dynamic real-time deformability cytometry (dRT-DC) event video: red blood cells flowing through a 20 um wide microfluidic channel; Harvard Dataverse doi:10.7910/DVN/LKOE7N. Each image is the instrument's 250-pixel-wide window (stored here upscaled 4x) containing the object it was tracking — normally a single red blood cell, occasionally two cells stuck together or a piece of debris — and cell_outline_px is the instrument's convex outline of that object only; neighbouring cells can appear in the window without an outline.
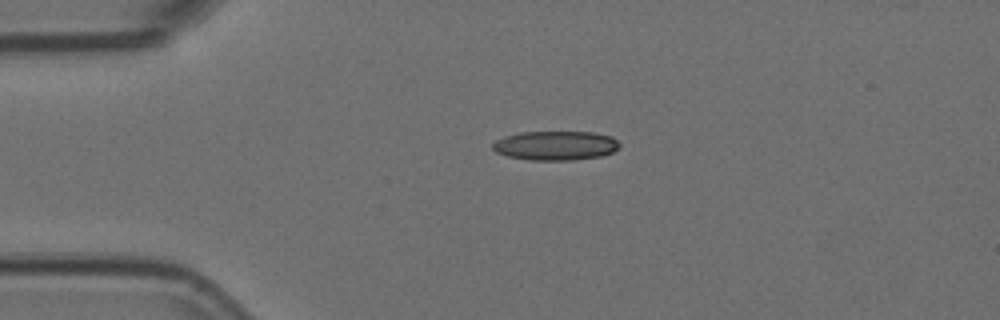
{"species": "Egyptian fruit bat (a non-hibernating species)", "species_latin": "Rousettus aegyptiacus", "temperature_condition": "room temperature", "stored_images_in_passage": 5, "camera_frame_rate_fps": 3000, "um_per_image_px": 0.085, "animal": {"sex": "female"}, "frame": {"image": 1, "passage_image": 4, "time_ms": 1.0, "image_size_px": [1000, 320], "cell_outline_px": [[620, 144], [612, 152], [600, 156], [572, 160], [532, 160], [508, 156], [496, 152], [492, 148], [492, 144], [496, 140], [504, 136], [520, 132], [592, 132], [612, 136]], "centroid_in_image_um": [47.2, 12.36], "position_along_channel_um": 37.8, "area_um2": 21.5}}